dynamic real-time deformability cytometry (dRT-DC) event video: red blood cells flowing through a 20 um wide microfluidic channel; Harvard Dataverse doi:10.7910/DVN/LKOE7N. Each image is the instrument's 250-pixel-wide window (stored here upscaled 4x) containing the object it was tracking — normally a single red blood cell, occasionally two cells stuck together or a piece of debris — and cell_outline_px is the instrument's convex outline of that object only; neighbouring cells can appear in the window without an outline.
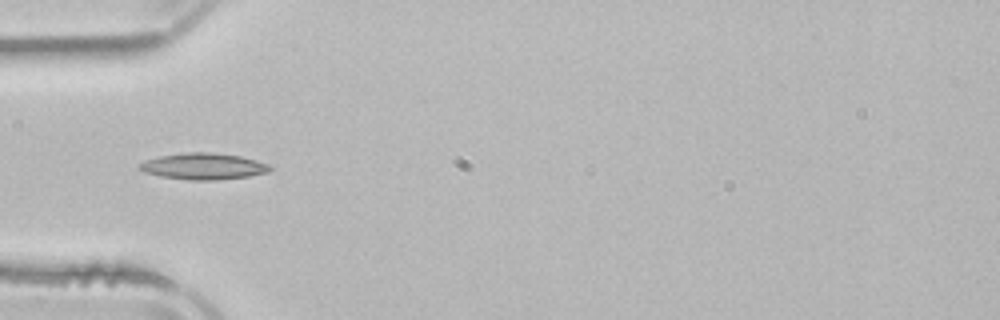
{"species": "common noctule bat (a hibernating species)", "species_latin": "Nyctalus noctula", "temperature_condition": "room temperature", "stored_images_in_passage": 5, "camera_frame_rate_fps": 3000, "um_per_image_px": 0.085, "animal": {"sex": "male", "body_mass_g": 21.5, "forearm_length_mm": 52.0}, "frame": {"image": 1, "passage_image": 5, "time_ms": 4.667, "image_size_px": [1000, 320], "cell_outline_px": [[272, 168], [268, 172], [248, 176], [216, 180], [188, 180], [160, 176], [144, 172], [136, 168], [136, 164], [160, 156], [188, 152], [212, 152], [240, 156], [256, 160], [268, 164]], "centroid_in_image_um": [17.26, 14.14], "position_along_channel_um": 67.7, "area_um2": 20.06}}